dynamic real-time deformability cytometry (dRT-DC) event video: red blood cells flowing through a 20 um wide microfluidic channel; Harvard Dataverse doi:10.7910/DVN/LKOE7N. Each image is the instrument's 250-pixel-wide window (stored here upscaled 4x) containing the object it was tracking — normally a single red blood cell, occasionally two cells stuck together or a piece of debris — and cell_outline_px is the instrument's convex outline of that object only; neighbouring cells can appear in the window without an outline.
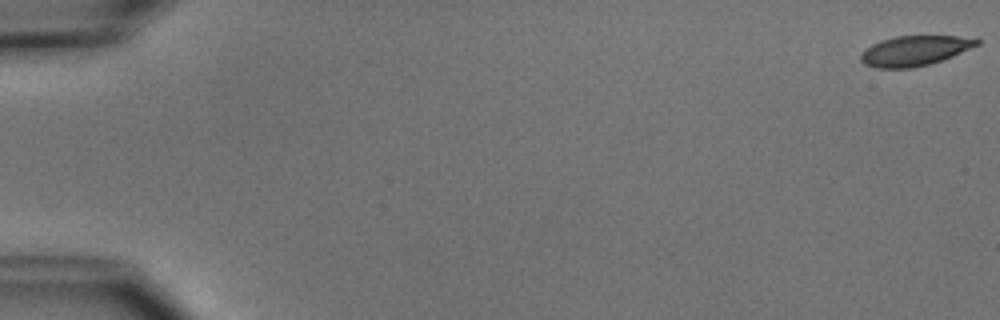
{"species": "common noctule bat (a hibernating species)", "species_latin": "Nyctalus noctula", "temperature_condition": "cold", "stored_images_in_passage": 8, "camera_frame_rate_fps": 3000, "um_per_image_px": 0.085, "animal": {"sex": "male", "body_mass_g": 15.6}, "frame": {"image": 1, "passage_image": 1, "time_ms": 0.0, "image_size_px": [1000, 320], "cell_outline_px": [[980, 44], [952, 56], [928, 64], [912, 68], [876, 68], [864, 64], [860, 60], [860, 52], [872, 44], [880, 40], [896, 36], [956, 36], [980, 40]], "centroid_in_image_um": [77.68, 4.31], "position_along_channel_um": 7.3, "area_um2": 20.17}}
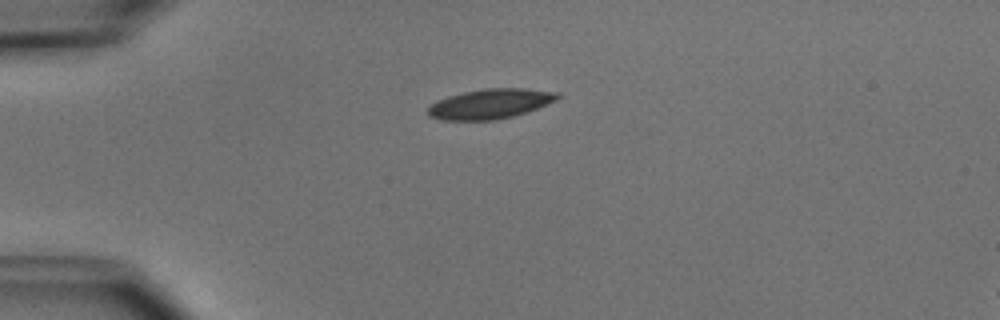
{"frame": {"image": 2, "passage_image": 5, "time_ms": 4.333, "image_size_px": [1000, 320], "cell_outline_px": [[560, 96], [556, 100], [528, 112], [496, 120], [444, 120], [428, 116], [428, 108], [436, 100], [448, 96], [464, 92], [484, 88], [524, 88], [560, 92]], "centroid_in_image_um": [41.68, 8.82], "position_along_channel_um": 43.3, "area_um2": 22.6}}